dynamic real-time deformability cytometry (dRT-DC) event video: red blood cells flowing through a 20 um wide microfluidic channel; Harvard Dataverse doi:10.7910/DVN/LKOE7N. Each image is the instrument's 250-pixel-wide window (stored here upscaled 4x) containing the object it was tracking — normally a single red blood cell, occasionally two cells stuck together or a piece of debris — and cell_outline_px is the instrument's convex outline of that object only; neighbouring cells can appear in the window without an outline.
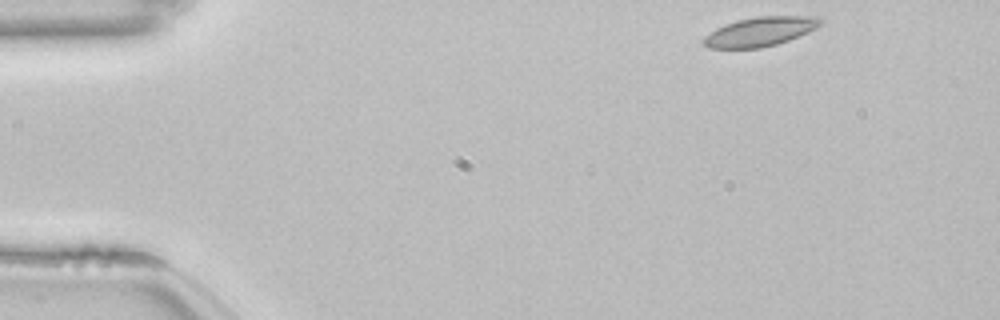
{"species": "common noctule bat (a hibernating species)", "species_latin": "Nyctalus noctula", "temperature_condition": "room temperature", "stored_images_in_passage": 48, "camera_frame_rate_fps": 3000, "um_per_image_px": 0.085, "animal": {"sex": "female", "body_mass_g": 22.7, "forearm_length_mm": 54.2}, "frame": {"image": 1, "passage_image": 1, "time_ms": 0.0, "image_size_px": [1000, 320], "cell_outline_px": [[824, 20], [816, 28], [808, 32], [788, 40], [776, 44], [760, 48], [708, 48], [700, 40], [704, 36], [716, 28], [724, 24], [736, 20], [756, 16], [820, 16]], "centroid_in_image_um": [64.59, 2.67], "position_along_channel_um": 20.4, "area_um2": 20.06}}
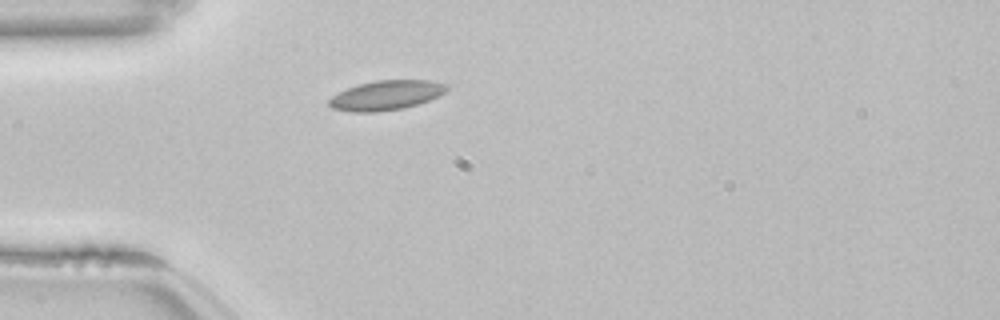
{"frame": {"image": 2, "passage_image": 10, "time_ms": 3.0, "image_size_px": [1000, 320], "cell_outline_px": [[448, 88], [444, 92], [428, 100], [404, 108], [376, 112], [352, 112], [332, 108], [328, 104], [328, 100], [332, 96], [348, 88], [360, 84], [376, 80], [432, 80], [448, 84]], "centroid_in_image_um": [32.82, 8.09], "position_along_channel_um": 52.2, "area_um2": 20.11}}
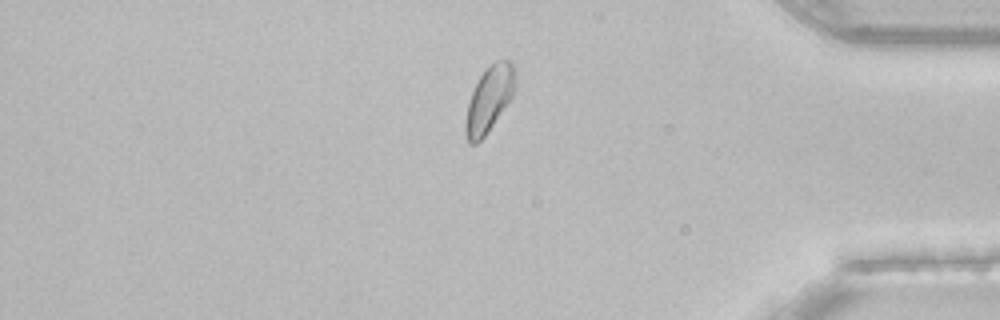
{"frame": {"image": 3, "passage_image": 40, "time_ms": 13.0, "image_size_px": [1000, 320], "cell_outline_px": [[512, 96], [484, 136], [476, 144], [468, 144], [464, 136], [464, 124], [468, 104], [472, 92], [480, 76], [488, 64], [496, 60], [508, 60], [512, 64]], "centroid_in_image_um": [41.49, 8.48], "position_along_channel_um": 393.7, "area_um2": 18.32}, "authors_computed_cell_mechanics": {"area_um2": 18.6116, "velocity_mm_per_s": 3.8054, "shape_relaxation_time_tau1_ms": 6.2158, "shape_relaxation_time_tau2_ms": 7.3042, "deformation_change_tau1": 0.0894, "deformation_change_tau2": 0.0898}}